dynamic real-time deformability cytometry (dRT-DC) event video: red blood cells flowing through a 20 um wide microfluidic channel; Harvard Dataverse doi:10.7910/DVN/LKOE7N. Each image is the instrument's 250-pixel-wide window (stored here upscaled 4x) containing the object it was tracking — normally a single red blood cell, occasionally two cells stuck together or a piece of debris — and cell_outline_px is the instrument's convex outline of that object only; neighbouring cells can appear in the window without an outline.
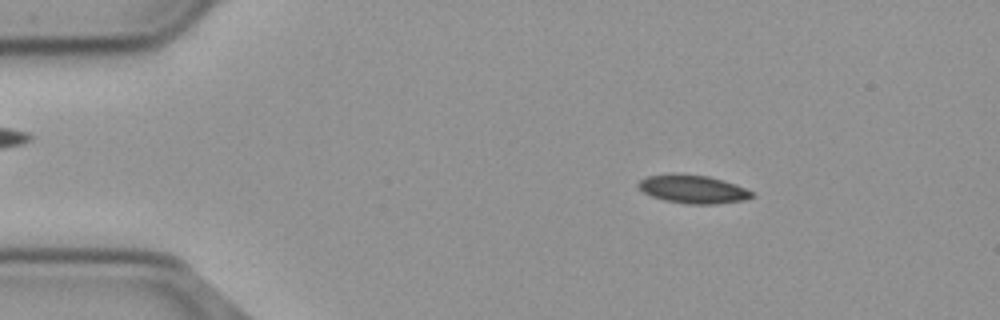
{"species": "common noctule bat (a hibernating species)", "species_latin": "Nyctalus noctula", "temperature_condition": "cold", "stored_images_in_passage": 56, "camera_frame_rate_fps": 3000, "um_per_image_px": 0.085, "animal": {"sex": "male", "body_mass_g": 23.1, "forearm_length_mm": 52.7}, "frame": {"image": 1, "passage_image": 9, "time_ms": 2.667, "image_size_px": [1000, 320], "cell_outline_px": [[756, 196], [744, 200], [716, 204], [688, 204], [664, 200], [652, 196], [644, 192], [636, 184], [640, 180], [648, 176], [708, 176], [736, 184], [752, 192]], "centroid_in_image_um": [58.96, 16.12], "position_along_channel_um": 26.0, "area_um2": 17.98}}
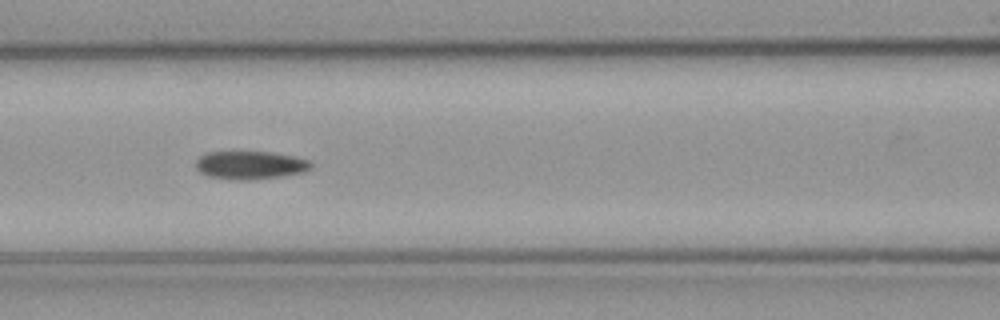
{"frame": {"image": 2, "passage_image": 24, "time_ms": 7.667, "image_size_px": [1000, 320], "cell_outline_px": [[312, 168], [304, 172], [280, 176], [248, 180], [228, 180], [208, 176], [200, 172], [196, 168], [196, 160], [200, 156], [208, 152], [272, 152], [292, 156], [308, 160], [312, 164]], "centroid_in_image_um": [21.25, 14.04], "position_along_channel_um": 145.4, "area_um2": 18.9}}
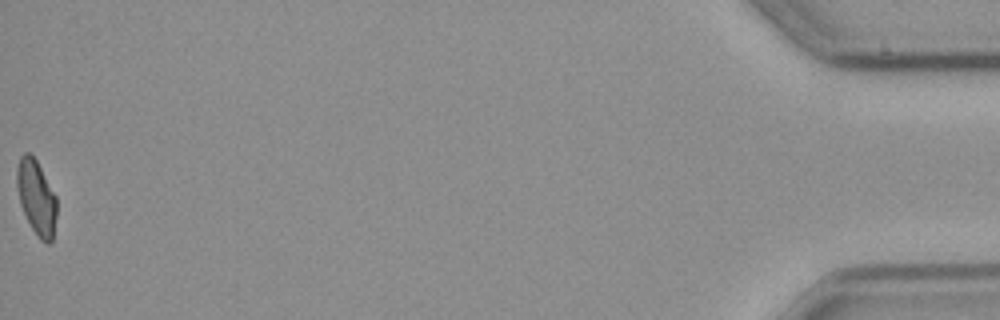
{"frame": {"image": 3, "passage_image": 56, "time_ms": 18.333, "image_size_px": [1000, 320], "cell_outline_px": [[56, 216], [52, 240], [48, 244], [40, 240], [32, 228], [20, 204], [16, 188], [16, 168], [20, 156], [24, 152], [28, 152], [36, 160], [56, 196]], "centroid_in_image_um": [3.07, 16.76], "position_along_channel_um": 432.1, "area_um2": 17.22}}